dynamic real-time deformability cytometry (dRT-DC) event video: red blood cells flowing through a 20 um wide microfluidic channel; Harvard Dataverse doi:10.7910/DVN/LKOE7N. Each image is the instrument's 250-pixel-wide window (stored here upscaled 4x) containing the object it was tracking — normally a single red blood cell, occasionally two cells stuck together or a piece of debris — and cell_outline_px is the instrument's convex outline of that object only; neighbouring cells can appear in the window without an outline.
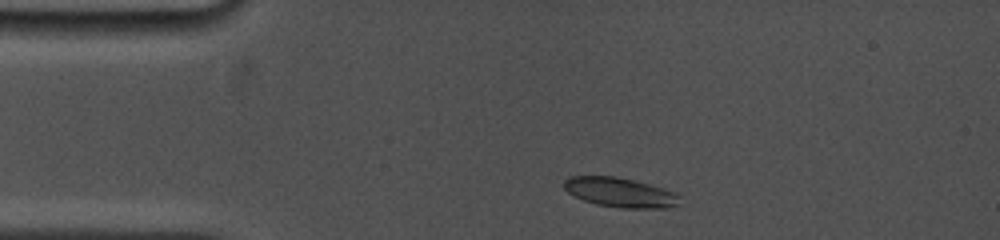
{"species": "common noctule bat (a hibernating species)", "species_latin": "Nyctalus noctula", "temperature_condition": "cold", "stored_images_in_passage": 46, "camera_frame_rate_fps": 5000, "um_per_image_px": 0.085, "animal": {"sex": "female", "body_mass_g": 19.0, "forearm_length_mm": 53.3}, "frame": {"image": 1, "passage_image": 2, "time_ms": 0.6, "image_size_px": [1000, 240], "cell_outline_px": [[680, 196], [676, 204], [668, 208], [620, 208], [596, 204], [584, 200], [568, 192], [564, 188], [564, 180], [568, 176], [616, 176], [648, 184], [676, 192]], "centroid_in_image_um": [52.69, 16.35], "position_along_channel_um": 32.3, "area_um2": 19.77}}
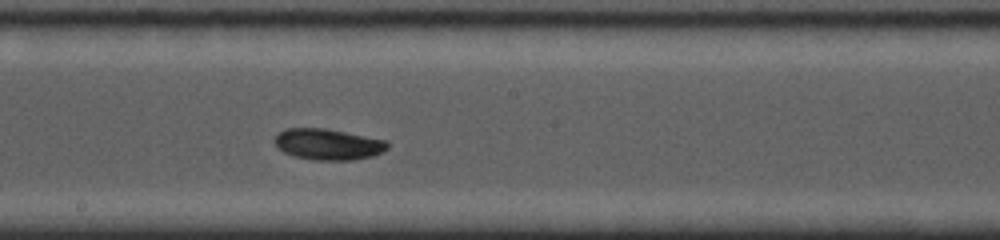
{"frame": {"image": 2, "passage_image": 26, "time_ms": 6.6, "image_size_px": [1000, 240], "cell_outline_px": [[388, 148], [384, 152], [372, 156], [352, 160], [312, 160], [292, 156], [284, 152], [272, 140], [280, 132], [288, 128], [328, 128], [388, 140]], "centroid_in_image_um": [27.92, 12.26], "position_along_channel_um": 220.3, "area_um2": 20.69}}
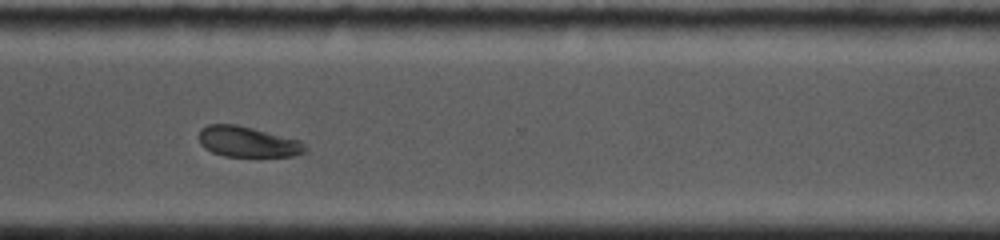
{"frame": {"image": 3, "passage_image": 45, "time_ms": 10.0, "image_size_px": [1000, 240], "cell_outline_px": [[308, 148], [304, 152], [292, 156], [224, 156], [212, 152], [204, 148], [200, 144], [200, 128], [208, 124], [236, 124], [300, 140]], "centroid_in_image_um": [21.04, 12.05], "position_along_channel_um": 349.6, "area_um2": 18.84}}